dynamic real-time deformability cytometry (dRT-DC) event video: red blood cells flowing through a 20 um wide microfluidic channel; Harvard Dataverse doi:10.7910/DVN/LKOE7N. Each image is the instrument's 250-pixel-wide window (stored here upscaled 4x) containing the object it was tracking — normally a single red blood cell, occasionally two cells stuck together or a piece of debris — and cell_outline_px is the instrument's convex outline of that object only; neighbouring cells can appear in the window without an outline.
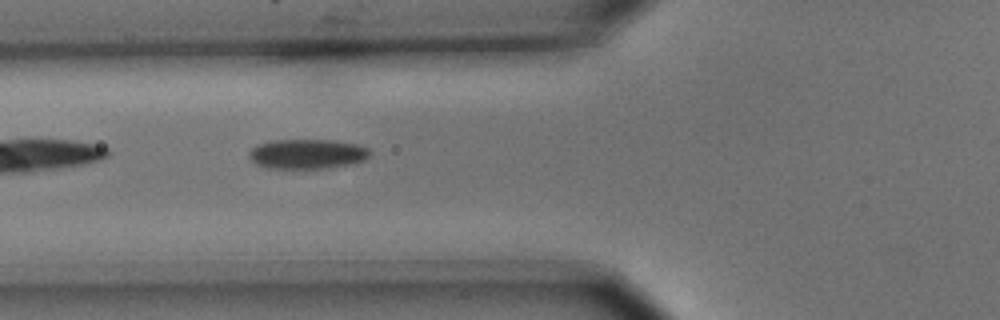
{"species": "common noctule bat (a hibernating species)", "species_latin": "Nyctalus noctula", "temperature_condition": "cold", "stored_images_in_passage": 2, "camera_frame_rate_fps": 3000, "um_per_image_px": 0.085, "animal": {"sex": "male", "body_mass_g": 15.6}, "frame": {"image": 1, "passage_image": 2, "time_ms": 0.333, "image_size_px": [1000, 320], "cell_outline_px": [[372, 156], [356, 164], [328, 168], [264, 168], [256, 164], [248, 156], [248, 152], [256, 144], [276, 140], [336, 140], [360, 144], [368, 148], [372, 152]], "centroid_in_image_um": [26.18, 13.09], "position_along_channel_um": 99.6, "area_um2": 21.44}}